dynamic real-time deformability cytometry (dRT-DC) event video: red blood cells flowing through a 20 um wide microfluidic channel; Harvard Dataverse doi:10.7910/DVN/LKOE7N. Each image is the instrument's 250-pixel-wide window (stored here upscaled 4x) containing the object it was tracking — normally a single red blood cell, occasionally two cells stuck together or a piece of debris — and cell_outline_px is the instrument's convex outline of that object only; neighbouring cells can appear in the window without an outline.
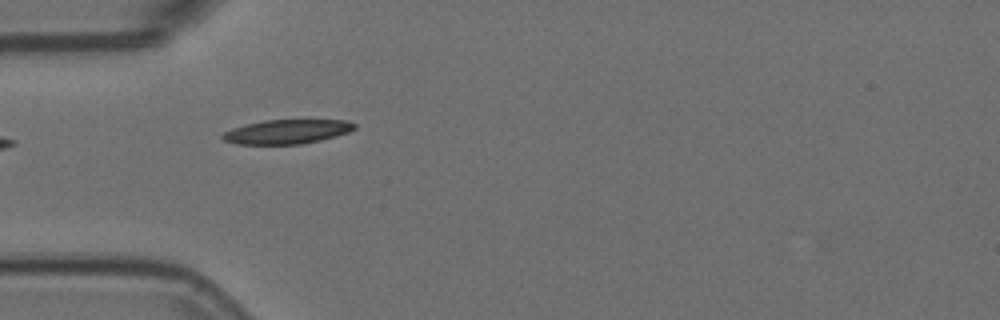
{"species": "Egyptian fruit bat (a non-hibernating species)", "species_latin": "Rousettus aegyptiacus", "temperature_condition": "room temperature", "stored_images_in_passage": 24, "camera_frame_rate_fps": 3000, "um_per_image_px": 0.085, "animal": {"sex": "female"}, "frame": {"image": 1, "passage_image": 1, "time_ms": 0.0, "image_size_px": [1000, 320], "cell_outline_px": [[356, 128], [348, 132], [336, 136], [320, 140], [300, 144], [236, 144], [224, 140], [220, 136], [224, 132], [232, 128], [264, 120], [348, 120], [356, 124]], "centroid_in_image_um": [24.4, 11.19], "position_along_channel_um": 60.6, "area_um2": 18.55}}
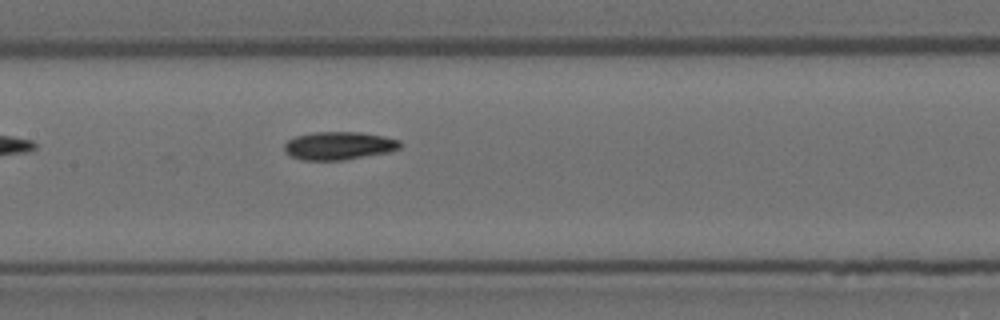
{"frame": {"image": 2, "passage_image": 11, "time_ms": 3.333, "image_size_px": [1000, 320], "cell_outline_px": [[400, 148], [388, 152], [340, 160], [304, 160], [292, 156], [284, 152], [284, 144], [288, 140], [296, 136], [312, 132], [360, 132], [384, 136], [400, 140]], "centroid_in_image_um": [28.78, 12.37], "position_along_channel_um": 178.6, "area_um2": 18.79}}
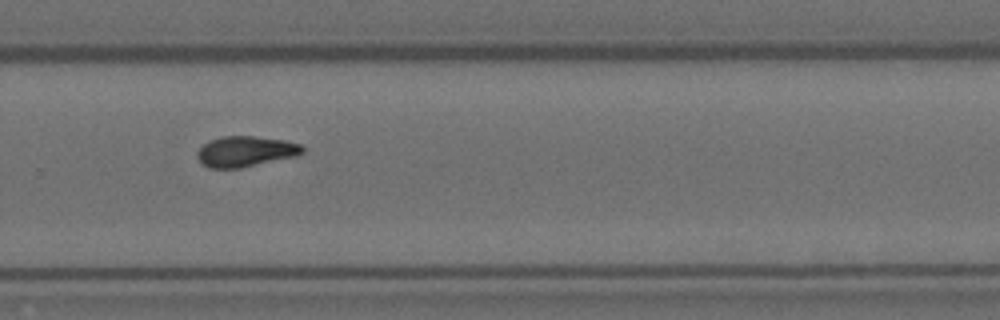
{"frame": {"image": 3, "passage_image": 22, "time_ms": 7.0, "image_size_px": [1000, 320], "cell_outline_px": [[304, 152], [300, 156], [240, 168], [208, 168], [200, 164], [196, 156], [196, 152], [204, 144], [220, 136], [252, 136], [284, 140], [300, 144], [304, 148]], "centroid_in_image_um": [20.88, 12.89], "position_along_channel_um": 308.9, "area_um2": 19.02}}